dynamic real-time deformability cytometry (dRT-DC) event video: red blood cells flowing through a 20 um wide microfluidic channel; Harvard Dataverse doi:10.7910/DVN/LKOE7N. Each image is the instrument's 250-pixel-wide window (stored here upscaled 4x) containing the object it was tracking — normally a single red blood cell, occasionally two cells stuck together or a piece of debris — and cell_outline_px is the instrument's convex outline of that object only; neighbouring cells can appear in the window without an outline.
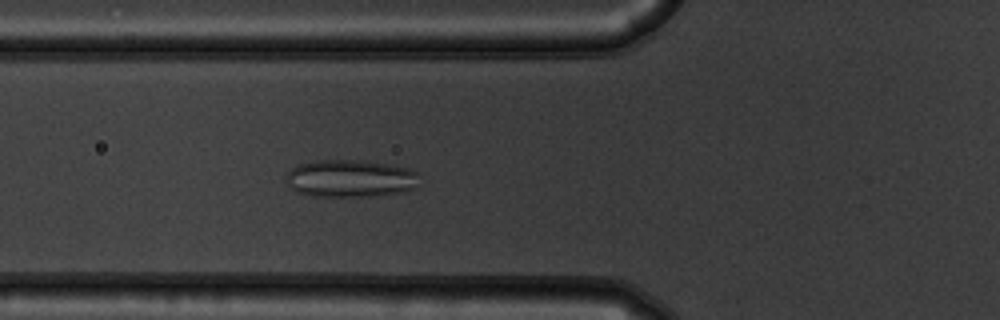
{"species": "common noctule bat (a hibernating species)", "species_latin": "Nyctalus noctula", "temperature_condition": "warm", "stored_images_in_passage": 54, "camera_frame_rate_fps": 3000, "um_per_image_px": 0.085, "animal": {"sex": "male", "body_mass_g": 19.5, "forearm_length_mm": 54.6}, "frame": {"image": 1, "passage_image": 20, "time_ms": 6.333, "image_size_px": [1000, 320], "cell_outline_px": [[420, 172], [416, 188], [408, 192], [368, 196], [312, 196], [296, 192], [284, 180], [284, 176], [292, 168], [300, 164], [312, 160], [360, 160], [388, 164], [408, 168]], "centroid_in_image_um": [29.8, 15.17], "position_along_channel_um": 96.0, "area_um2": 29.54}}
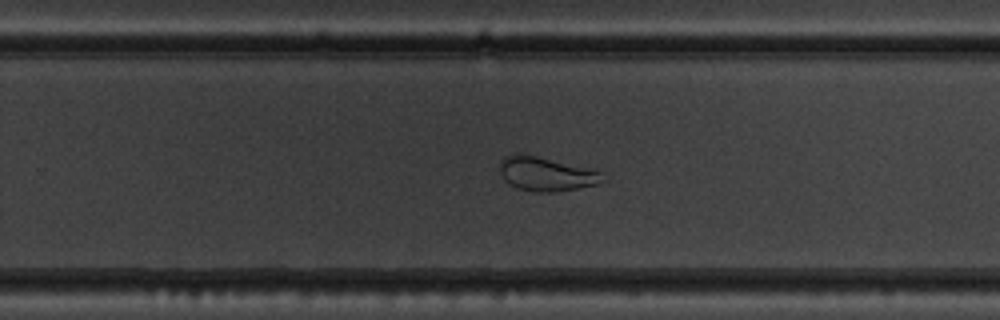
{"frame": {"image": 2, "passage_image": 35, "time_ms": 11.333, "image_size_px": [1000, 320], "cell_outline_px": [[604, 180], [596, 184], [576, 188], [552, 192], [532, 192], [516, 188], [508, 184], [504, 180], [500, 172], [500, 160], [504, 156], [516, 152], [520, 152], [600, 172]], "centroid_in_image_um": [46.29, 14.78], "position_along_channel_um": 283.5, "area_um2": 20.11}}
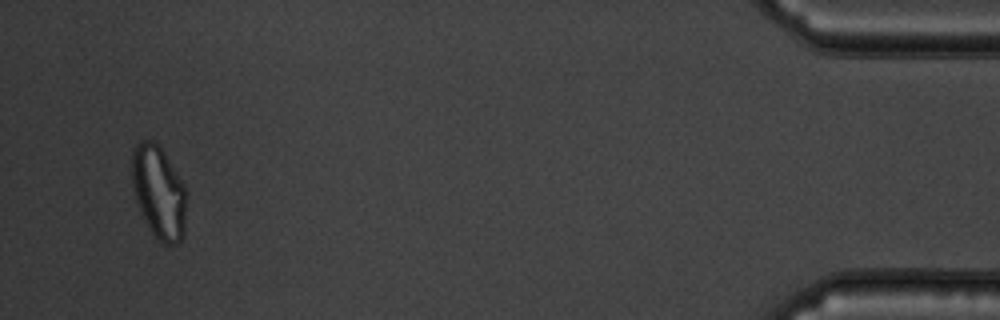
{"frame": {"image": 3, "passage_image": 52, "time_ms": 17.0, "image_size_px": [1000, 320], "cell_outline_px": [[188, 192], [184, 232], [180, 240], [176, 244], [164, 244], [152, 232], [140, 212], [136, 200], [132, 184], [132, 148], [140, 140], [152, 140], [164, 152], [184, 184]], "centroid_in_image_um": [13.51, 16.32], "position_along_channel_um": 421.7, "area_um2": 29.65}, "authors_computed_cell_mechanics": {"area_um2": 28.6399, "velocity_mm_per_s": 3.7538, "shape_relaxation_time_tau1_ms": null, "shape_relaxation_time_tau2_ms": 0.9612, "deformation_change_tau1": null, "deformation_change_tau2": 0.0753}}